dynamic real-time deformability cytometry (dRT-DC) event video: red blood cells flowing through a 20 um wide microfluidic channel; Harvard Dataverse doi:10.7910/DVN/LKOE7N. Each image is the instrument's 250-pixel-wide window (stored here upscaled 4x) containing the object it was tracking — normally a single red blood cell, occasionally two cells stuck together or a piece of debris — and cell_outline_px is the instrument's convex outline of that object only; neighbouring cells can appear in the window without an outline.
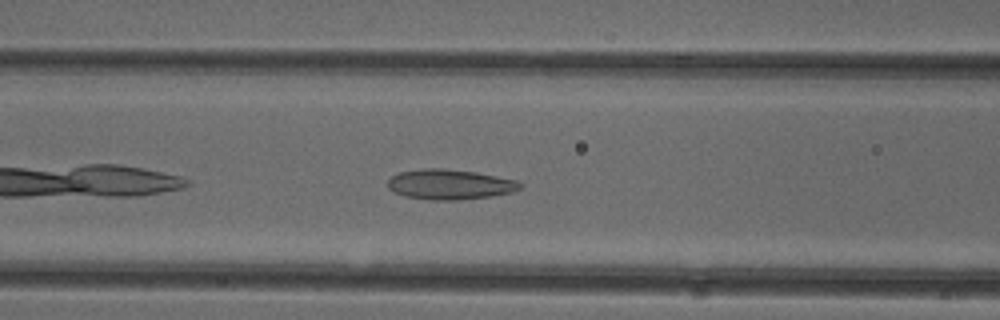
{"species": "common noctule bat (a hibernating species)", "species_latin": "Nyctalus noctula", "temperature_condition": "cold", "stored_images_in_passage": 32, "camera_frame_rate_fps": 3000, "um_per_image_px": 0.085, "animal": {"sex": "female"}, "frame": {"image": 1, "passage_image": 7, "time_ms": 2.0, "image_size_px": [1000, 320], "cell_outline_px": [[524, 184], [520, 188], [512, 192], [488, 196], [460, 200], [432, 200], [404, 196], [388, 188], [388, 180], [392, 176], [400, 172], [424, 168], [440, 168], [476, 172], [516, 180]], "centroid_in_image_um": [38.23, 15.67], "position_along_channel_um": 128.4, "area_um2": 23.06}}
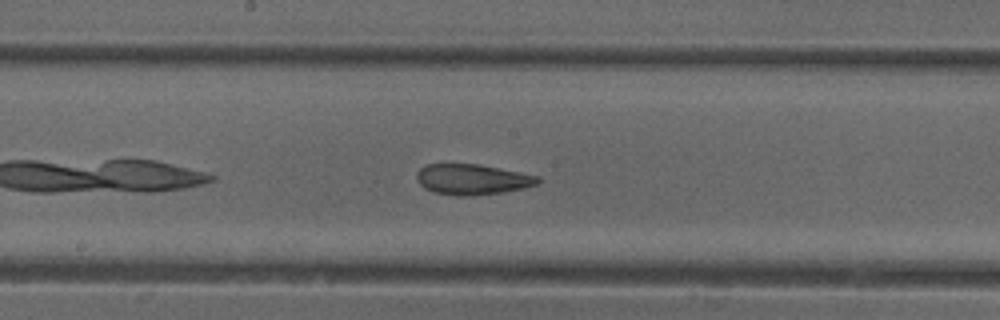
{"frame": {"image": 2, "passage_image": 13, "time_ms": 4.0, "image_size_px": [1000, 320], "cell_outline_px": [[540, 180], [536, 184], [524, 188], [500, 192], [468, 196], [456, 196], [432, 192], [424, 188], [416, 180], [416, 172], [424, 164], [480, 164], [540, 176]], "centroid_in_image_um": [40.1, 15.24], "position_along_channel_um": 208.1, "area_um2": 21.68}}
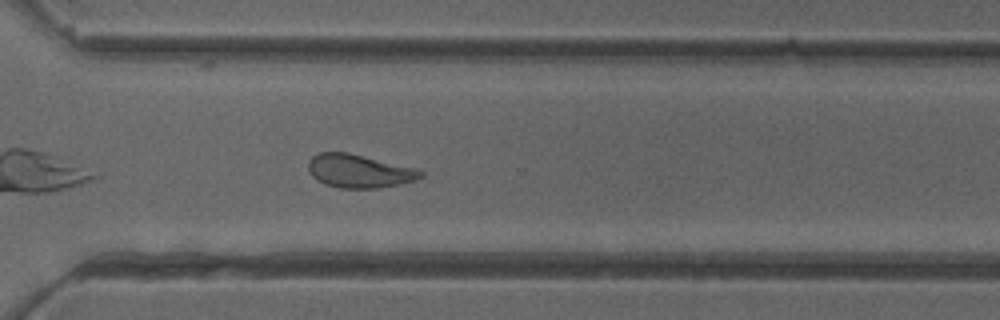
{"frame": {"image": 3, "passage_image": 23, "time_ms": 7.333, "image_size_px": [1000, 320], "cell_outline_px": [[424, 176], [412, 180], [380, 188], [340, 188], [324, 184], [316, 180], [312, 176], [308, 168], [308, 160], [312, 156], [320, 152], [348, 152], [420, 168], [424, 172]], "centroid_in_image_um": [30.53, 14.52], "position_along_channel_um": 340.1, "area_um2": 22.08}, "authors_computed_cell_mechanics": {"area_um2": 21.5594, "velocity_mm_per_s": 3.977, "shape_relaxation_time_tau1_ms": null, "shape_relaxation_time_tau2_ms": 1.7513, "deformation_change_tau1": null, "deformation_change_tau2": 0.1016}}